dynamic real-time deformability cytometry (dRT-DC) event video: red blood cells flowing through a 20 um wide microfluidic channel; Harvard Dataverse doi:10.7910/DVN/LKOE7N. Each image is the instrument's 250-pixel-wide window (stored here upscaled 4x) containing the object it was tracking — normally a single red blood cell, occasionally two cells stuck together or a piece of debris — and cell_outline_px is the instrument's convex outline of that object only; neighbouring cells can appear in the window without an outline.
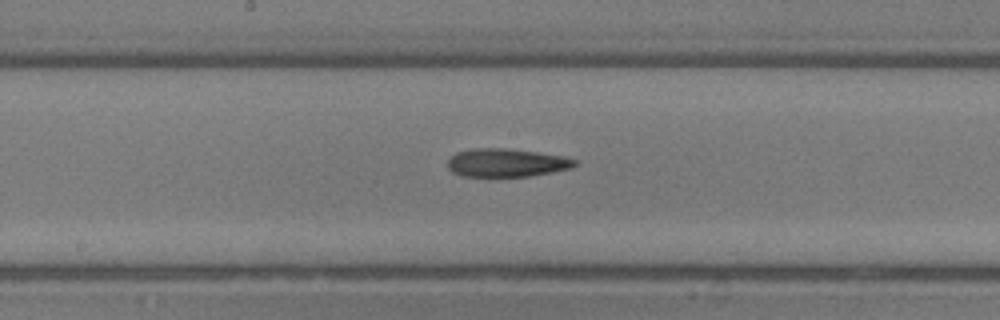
{"species": "common noctule bat (a hibernating species)", "species_latin": "Nyctalus noctula", "temperature_condition": "room temperature", "stored_images_in_passage": 17, "camera_frame_rate_fps": 3000, "um_per_image_px": 0.085, "animal": {"sex": "male", "body_mass_g": 13.3}, "frame": {"image": 1, "passage_image": 12, "time_ms": 3.667, "image_size_px": [1000, 320], "cell_outline_px": [[576, 164], [572, 168], [532, 176], [460, 176], [452, 172], [448, 168], [448, 160], [456, 152], [472, 148], [504, 148], [536, 152], [564, 156], [576, 160]], "centroid_in_image_um": [43.03, 13.83], "position_along_channel_um": 205.2, "area_um2": 20.92}}